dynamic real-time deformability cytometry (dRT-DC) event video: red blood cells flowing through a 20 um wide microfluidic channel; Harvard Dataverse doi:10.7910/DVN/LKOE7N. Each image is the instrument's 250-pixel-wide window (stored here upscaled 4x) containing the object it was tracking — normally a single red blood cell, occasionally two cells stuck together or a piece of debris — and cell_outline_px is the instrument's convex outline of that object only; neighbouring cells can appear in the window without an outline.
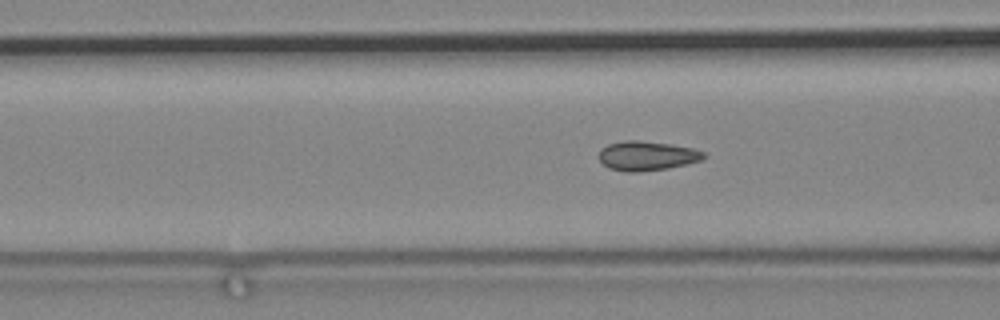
{"species": "common noctule bat (a hibernating species)", "species_latin": "Nyctalus noctula", "temperature_condition": "cold", "stored_images_in_passage": 42, "camera_frame_rate_fps": 3000, "um_per_image_px": 0.085, "animal": {"sex": "male", "body_mass_g": 19.2, "forearm_length_mm": 51.8}, "frame": {"image": 1, "passage_image": 41, "time_ms": 13.333, "image_size_px": [1000, 320], "cell_outline_px": [[704, 160], [688, 164], [668, 168], [640, 172], [628, 172], [608, 168], [600, 160], [600, 148], [608, 144], [624, 140], [636, 140], [672, 144], [692, 148], [704, 152]], "centroid_in_image_um": [55.0, 13.24], "position_along_channel_um": 111.6, "area_um2": 18.03}}